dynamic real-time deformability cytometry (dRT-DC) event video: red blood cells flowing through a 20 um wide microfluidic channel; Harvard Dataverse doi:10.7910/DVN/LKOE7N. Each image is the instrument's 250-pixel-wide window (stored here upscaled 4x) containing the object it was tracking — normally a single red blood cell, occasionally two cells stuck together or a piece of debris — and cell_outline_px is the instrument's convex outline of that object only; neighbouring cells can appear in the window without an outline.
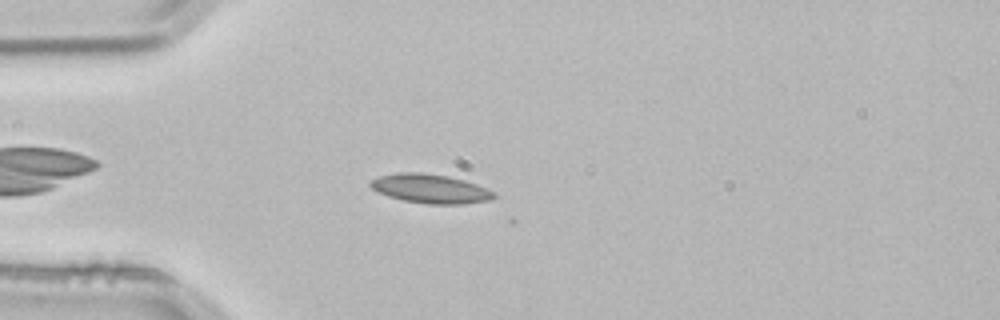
{"species": "common noctule bat (a hibernating species)", "species_latin": "Nyctalus noctula", "temperature_condition": "room temperature", "stored_images_in_passage": 4, "camera_frame_rate_fps": 3000, "um_per_image_px": 0.085, "animal": {"sex": "male", "body_mass_g": 21.5, "forearm_length_mm": 52.0}, "frame": {"image": 1, "passage_image": 4, "time_ms": 1.0, "image_size_px": [1000, 320], "cell_outline_px": [[496, 196], [488, 200], [464, 204], [428, 204], [404, 200], [388, 196], [372, 188], [368, 184], [368, 180], [380, 176], [400, 172], [420, 172], [448, 176], [464, 180], [488, 188], [496, 192]], "centroid_in_image_um": [36.59, 16.03], "position_along_channel_um": 48.4, "area_um2": 20.92}}